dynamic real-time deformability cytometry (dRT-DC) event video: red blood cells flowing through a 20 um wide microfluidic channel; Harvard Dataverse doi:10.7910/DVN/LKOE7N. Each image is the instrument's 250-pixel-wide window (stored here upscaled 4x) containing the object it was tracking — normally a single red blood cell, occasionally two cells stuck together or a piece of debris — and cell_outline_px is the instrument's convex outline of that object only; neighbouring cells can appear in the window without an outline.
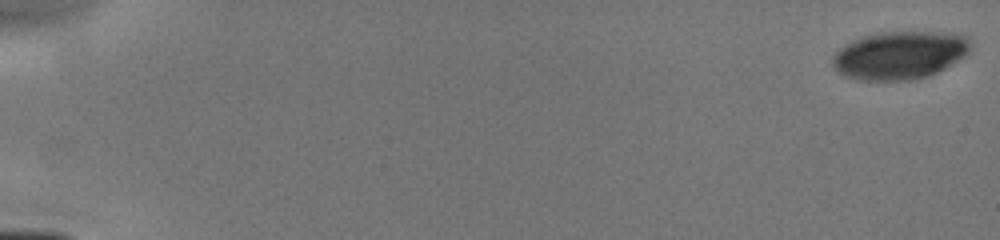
{"species": "human", "species_latin": "Homo sapiens", "temperature_condition": "cold", "stored_images_in_passage": 12, "camera_frame_rate_fps": 3000, "um_per_image_px": 0.085, "donor": {"sex": "male"}, "frame": {"image": 1, "passage_image": 1, "time_ms": 0.0, "image_size_px": [1000, 240], "cell_outline_px": [[972, 44], [968, 52], [964, 56], [944, 68], [928, 76], [912, 80], [860, 80], [844, 76], [832, 64], [832, 56], [840, 48], [852, 40], [864, 36], [880, 32], [932, 32], [968, 36], [972, 40]], "centroid_in_image_um": [76.47, 4.69], "position_along_channel_um": 8.5, "area_um2": 38.38}}